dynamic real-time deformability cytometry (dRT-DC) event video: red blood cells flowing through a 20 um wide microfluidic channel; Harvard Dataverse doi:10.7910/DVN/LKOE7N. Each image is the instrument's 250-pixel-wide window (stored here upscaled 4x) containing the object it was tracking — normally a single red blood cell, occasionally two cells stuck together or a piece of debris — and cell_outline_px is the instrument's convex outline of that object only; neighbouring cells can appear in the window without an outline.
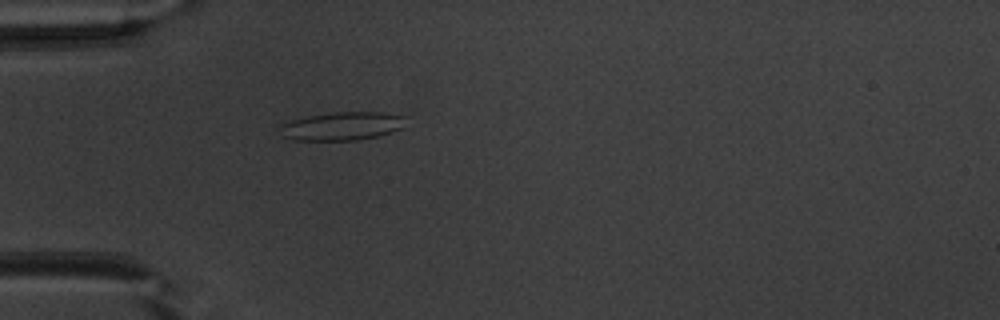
{"species": "common noctule bat (a hibernating species)", "species_latin": "Nyctalus noctula", "temperature_condition": "warm", "stored_images_in_passage": 38, "camera_frame_rate_fps": 3000, "um_per_image_px": 0.085, "animal": {"sex": "male", "body_mass_g": 20.1, "forearm_length_mm": 53.5}, "frame": {"image": 1, "passage_image": 3, "time_ms": 0.667, "image_size_px": [1000, 320], "cell_outline_px": [[404, 128], [392, 132], [376, 136], [356, 140], [296, 140], [284, 136], [276, 128], [280, 124], [292, 120], [308, 116], [336, 112], [384, 112], [404, 116]], "centroid_in_image_um": [29.06, 10.72], "position_along_channel_um": 55.9, "area_um2": 20.75}}
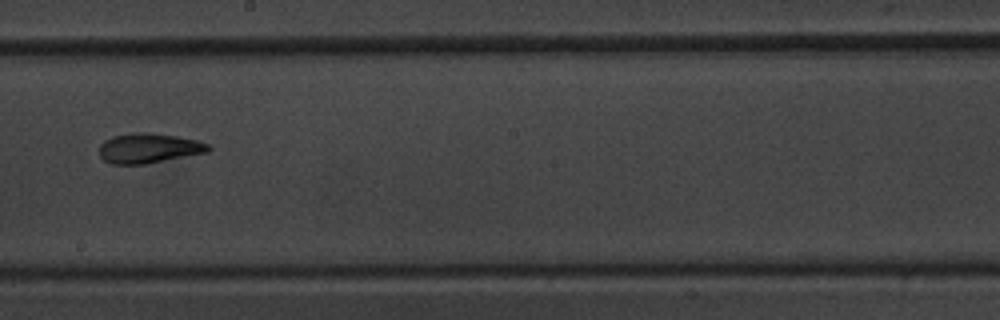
{"frame": {"image": 2, "passage_image": 17, "time_ms": 5.333, "image_size_px": [1000, 320], "cell_outline_px": [[212, 148], [208, 152], [148, 164], [112, 164], [104, 160], [100, 156], [100, 144], [104, 140], [112, 136], [136, 132], [144, 132], [176, 136], [196, 140], [208, 144]], "centroid_in_image_um": [12.64, 12.6], "position_along_channel_um": 235.6, "area_um2": 19.02}}
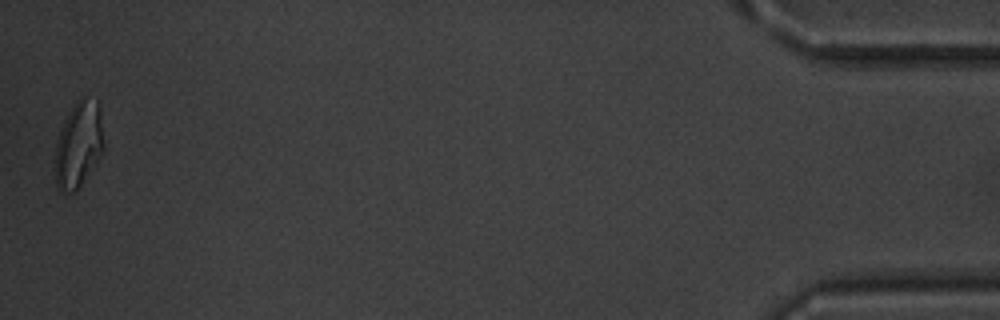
{"frame": {"image": 3, "passage_image": 38, "time_ms": 12.333, "image_size_px": [1000, 320], "cell_outline_px": [[104, 148], [96, 164], [76, 192], [64, 192], [56, 188], [56, 144], [64, 120], [76, 100], [80, 96], [84, 96], [96, 100], [100, 108], [104, 144]], "centroid_in_image_um": [6.7, 12.28], "position_along_channel_um": 428.5, "area_um2": 24.45}, "authors_computed_cell_mechanics": {"area_um2": 19.074, "velocity_mm_per_s": 4.0101, "shape_relaxation_time_tau1_ms": 8.9442, "shape_relaxation_time_tau2_ms": 2.5906, "deformation_change_tau1": 0.2361, "deformation_change_tau2": 0.1068}}